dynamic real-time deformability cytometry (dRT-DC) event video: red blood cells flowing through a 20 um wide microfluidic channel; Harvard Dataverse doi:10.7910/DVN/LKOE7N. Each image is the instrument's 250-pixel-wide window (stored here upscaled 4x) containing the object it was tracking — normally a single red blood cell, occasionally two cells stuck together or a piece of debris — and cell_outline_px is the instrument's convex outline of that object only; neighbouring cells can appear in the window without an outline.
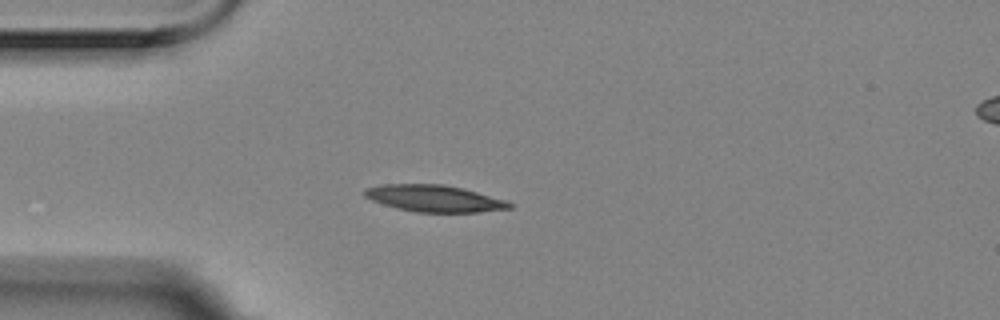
{"species": "Egyptian fruit bat (a non-hibernating species)", "species_latin": "Rousettus aegyptiacus", "temperature_condition": "room temperature", "stored_images_in_passage": 6, "camera_frame_rate_fps": 3000, "um_per_image_px": 0.085, "animal": {"sex": "female"}, "frame": {"image": 1, "passage_image": 5, "time_ms": 1.333, "image_size_px": [1000, 320], "cell_outline_px": [[512, 208], [480, 212], [416, 212], [396, 208], [372, 200], [364, 196], [364, 188], [380, 184], [444, 184], [476, 192], [504, 200], [512, 204]], "centroid_in_image_um": [36.86, 16.86], "position_along_channel_um": 48.1, "area_um2": 22.37}}